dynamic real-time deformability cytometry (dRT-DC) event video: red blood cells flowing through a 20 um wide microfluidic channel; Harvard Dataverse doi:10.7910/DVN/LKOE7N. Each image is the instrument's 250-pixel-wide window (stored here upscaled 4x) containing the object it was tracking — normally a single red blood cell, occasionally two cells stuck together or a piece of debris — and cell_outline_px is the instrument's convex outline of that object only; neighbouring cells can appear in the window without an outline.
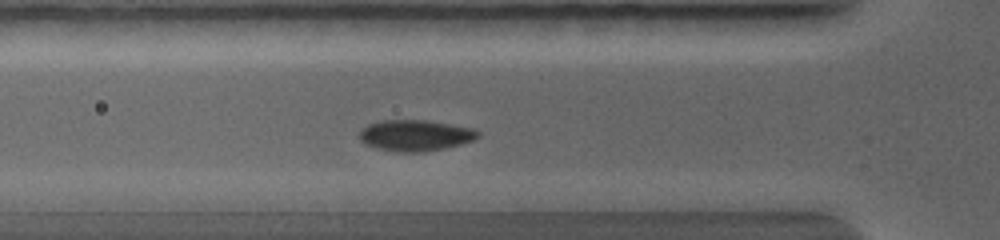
{"species": "common noctule bat (a hibernating species)", "species_latin": "Nyctalus noctula", "temperature_condition": "warm", "stored_images_in_passage": 5, "camera_frame_rate_fps": 5000, "um_per_image_px": 0.085, "animal": {"sex": "female", "body_mass_g": 19.0, "forearm_length_mm": 56.7}, "frame": {"image": 1, "passage_image": 5, "time_ms": 1.8, "image_size_px": [1000, 240], "cell_outline_px": [[476, 136], [472, 140], [460, 144], [444, 148], [424, 152], [392, 152], [376, 148], [364, 144], [360, 140], [360, 132], [368, 124], [384, 120], [424, 120], [468, 128], [476, 132]], "centroid_in_image_um": [35.19, 11.53], "position_along_channel_um": 90.6, "area_um2": 20.98}}